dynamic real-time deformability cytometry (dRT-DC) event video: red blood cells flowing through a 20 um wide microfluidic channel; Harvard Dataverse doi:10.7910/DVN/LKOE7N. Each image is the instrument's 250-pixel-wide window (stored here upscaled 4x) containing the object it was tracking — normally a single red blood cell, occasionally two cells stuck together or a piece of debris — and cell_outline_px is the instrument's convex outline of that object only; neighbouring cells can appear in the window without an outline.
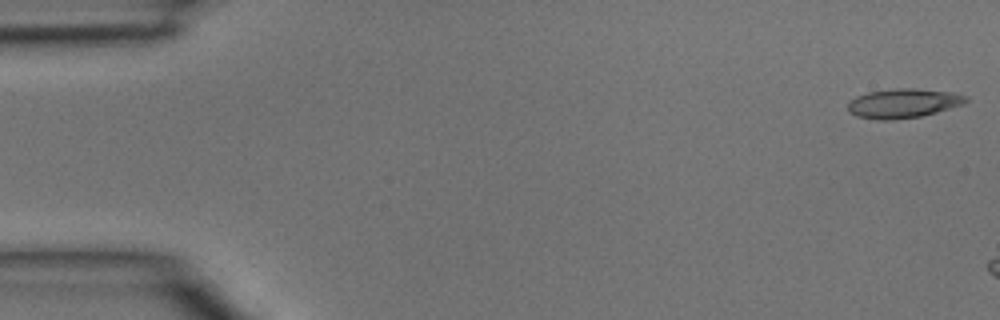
{"species": "common noctule bat (a hibernating species)", "species_latin": "Nyctalus noctula", "temperature_condition": "room temperature", "stored_images_in_passage": 5, "camera_frame_rate_fps": 3000, "um_per_image_px": 0.085, "animal": {"sex": "male", "body_mass_g": 15.6}, "frame": {"image": 1, "passage_image": 1, "time_ms": 0.0, "image_size_px": [1000, 320], "cell_outline_px": [[968, 100], [964, 104], [936, 112], [920, 116], [892, 120], [876, 120], [856, 116], [848, 112], [848, 100], [856, 96], [868, 92], [900, 88], [912, 88], [952, 92], [968, 96]], "centroid_in_image_um": [76.75, 8.78], "position_along_channel_um": 8.3, "area_um2": 20.23}}
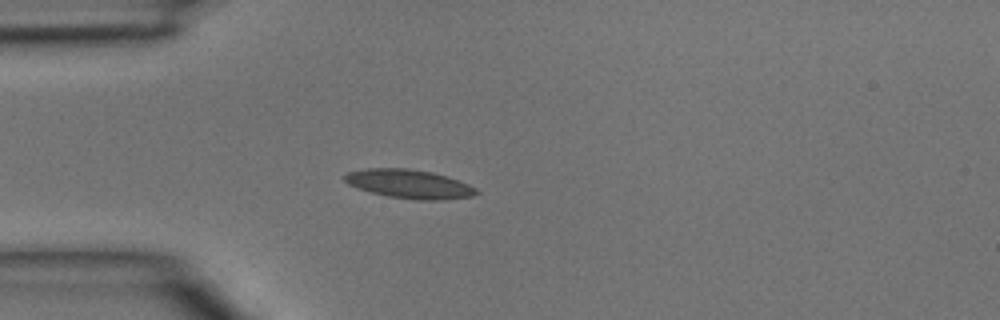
{"frame": {"image": 2, "passage_image": 5, "time_ms": 1.333, "image_size_px": [1000, 320], "cell_outline_px": [[480, 192], [472, 196], [440, 200], [416, 200], [388, 196], [356, 188], [348, 184], [344, 180], [344, 176], [348, 172], [368, 168], [408, 168], [432, 172], [468, 184], [476, 188]], "centroid_in_image_um": [34.76, 15.64], "position_along_channel_um": 50.2, "area_um2": 21.96}}